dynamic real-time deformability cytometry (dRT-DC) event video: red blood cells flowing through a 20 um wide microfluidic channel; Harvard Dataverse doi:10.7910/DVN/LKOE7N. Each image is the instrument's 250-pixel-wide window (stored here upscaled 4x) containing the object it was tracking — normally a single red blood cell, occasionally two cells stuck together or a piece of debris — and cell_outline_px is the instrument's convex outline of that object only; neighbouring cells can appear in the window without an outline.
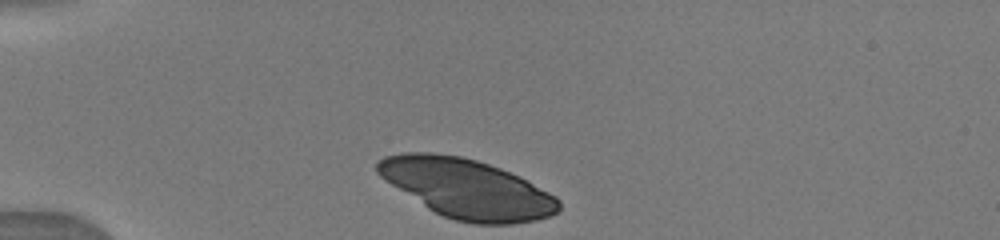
{"species": "human", "species_latin": "Homo sapiens", "temperature_condition": "warm", "stored_images_in_passage": 8, "camera_frame_rate_fps": 3000, "um_per_image_px": 0.085, "donor": {"sex": "male"}, "frame": {"image": 1, "passage_image": 1, "time_ms": 0.0, "image_size_px": [1000, 240], "cell_outline_px": [[560, 208], [556, 212], [548, 216], [536, 220], [512, 224], [476, 224], [456, 220], [444, 216], [428, 208], [384, 180], [376, 172], [376, 160], [384, 156], [404, 152], [432, 152], [460, 156], [476, 160], [500, 168], [520, 176], [556, 196], [560, 200]], "centroid_in_image_um": [39.67, 16.02], "position_along_channel_um": 45.3, "area_um2": 62.48}}